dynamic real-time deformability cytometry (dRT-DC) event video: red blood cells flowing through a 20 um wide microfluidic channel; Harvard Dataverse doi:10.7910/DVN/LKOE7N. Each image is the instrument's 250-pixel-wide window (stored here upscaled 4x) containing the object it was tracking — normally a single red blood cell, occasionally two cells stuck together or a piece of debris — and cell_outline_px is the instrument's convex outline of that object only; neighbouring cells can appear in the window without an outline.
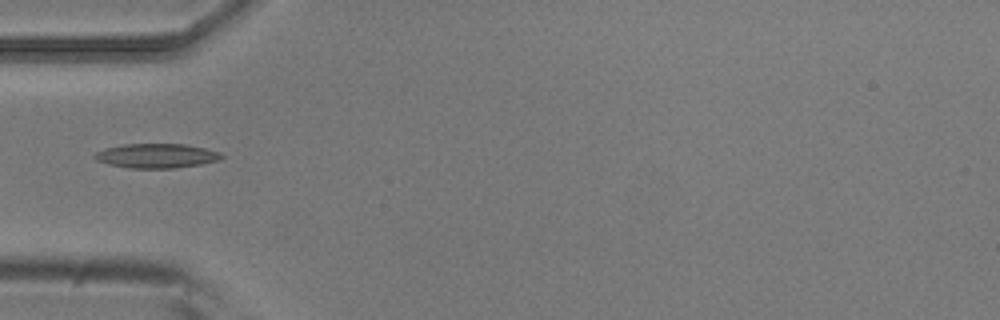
{"species": "common noctule bat (a hibernating species)", "species_latin": "Nyctalus noctula", "temperature_condition": "room temperature", "stored_images_in_passage": 4, "camera_frame_rate_fps": 3000, "um_per_image_px": 0.085, "animal": {"sex": "male", "body_mass_g": 20.5, "forearm_length_mm": 52.5}, "frame": {"image": 1, "passage_image": 3, "time_ms": 0.667, "image_size_px": [1000, 320], "cell_outline_px": [[224, 156], [220, 160], [200, 164], [176, 168], [128, 168], [108, 164], [96, 160], [92, 156], [96, 152], [104, 148], [124, 144], [184, 144], [204, 148], [220, 152]], "centroid_in_image_um": [13.28, 13.24], "position_along_channel_um": 71.7, "area_um2": 18.09}}
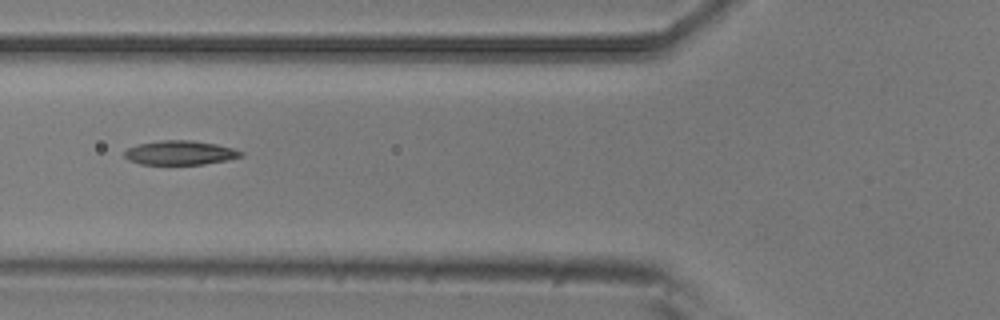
{"frame": {"image": 2, "passage_image": 4, "time_ms": 1.0, "image_size_px": [1000, 320], "cell_outline_px": [[244, 156], [204, 164], [140, 164], [128, 160], [124, 156], [124, 152], [128, 148], [140, 144], [160, 140], [192, 140], [216, 144], [232, 148], [244, 152]], "centroid_in_image_um": [15.3, 12.98], "position_along_channel_um": 110.5, "area_um2": 16.3}}